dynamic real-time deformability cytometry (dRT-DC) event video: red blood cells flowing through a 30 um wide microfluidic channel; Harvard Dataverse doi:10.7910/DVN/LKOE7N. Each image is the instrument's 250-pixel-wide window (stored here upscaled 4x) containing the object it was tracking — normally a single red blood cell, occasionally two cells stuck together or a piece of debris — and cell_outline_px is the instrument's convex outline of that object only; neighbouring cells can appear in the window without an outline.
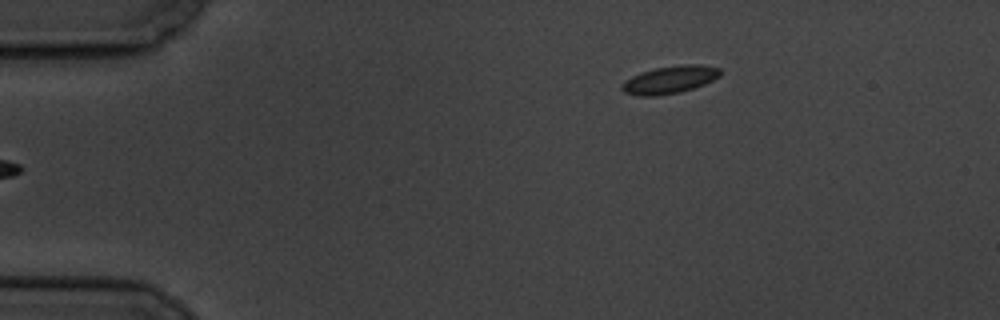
{"species": "common noctule bat (a hibernating species)", "species_latin": "Nyctalus noctula", "temperature_condition": "cold", "stored_images_in_passage": 5, "camera_frame_rate_fps": 3000, "um_per_image_px": 0.085, "animal": {"sex": "male", "body_mass_g": 19.5, "forearm_length_mm": 54.6}, "frame": {"image": 1, "passage_image": 5, "time_ms": 4.667, "image_size_px": [1000, 320], "cell_outline_px": [[720, 76], [704, 84], [680, 92], [656, 96], [640, 96], [624, 92], [620, 88], [620, 84], [624, 80], [640, 72], [656, 68], [684, 64], [700, 64], [720, 68]], "centroid_in_image_um": [56.89, 6.77], "position_along_channel_um": 28.1, "area_um2": 15.84}}